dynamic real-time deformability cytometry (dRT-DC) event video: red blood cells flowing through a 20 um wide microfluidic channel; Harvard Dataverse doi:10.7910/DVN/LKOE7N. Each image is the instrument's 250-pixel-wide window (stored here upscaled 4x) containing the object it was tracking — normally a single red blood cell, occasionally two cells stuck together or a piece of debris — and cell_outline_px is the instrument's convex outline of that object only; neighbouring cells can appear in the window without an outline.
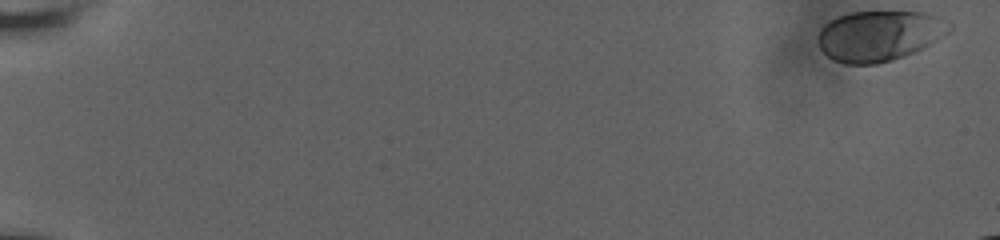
{"species": "human", "species_latin": "Homo sapiens", "temperature_condition": "room temperature", "stored_images_in_passage": 56, "camera_frame_rate_fps": 3000, "um_per_image_px": 0.085, "donor": {"sex": "male"}, "frame": {"image": 1, "passage_image": 1, "time_ms": 0.0, "image_size_px": [1000, 240], "cell_outline_px": [[952, 28], [948, 32], [936, 40], [912, 52], [892, 60], [876, 64], [844, 64], [832, 60], [820, 48], [816, 40], [820, 28], [824, 24], [840, 16], [852, 12], [924, 12], [936, 16], [952, 24]], "centroid_in_image_um": [74.69, 3.04], "position_along_channel_um": 10.3, "area_um2": 38.32}}
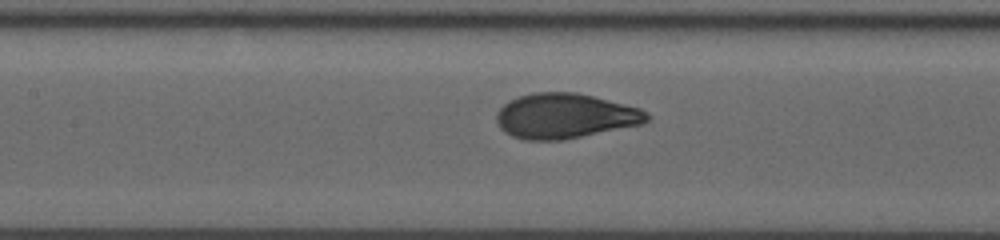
{"frame": {"image": 2, "passage_image": 30, "time_ms": 9.667, "image_size_px": [1000, 240], "cell_outline_px": [[652, 116], [644, 124], [564, 140], [524, 140], [512, 136], [504, 132], [500, 128], [496, 120], [496, 112], [508, 100], [532, 92], [576, 92], [640, 108], [648, 112]], "centroid_in_image_um": [48.03, 9.86], "position_along_channel_um": 159.4, "area_um2": 39.77}}
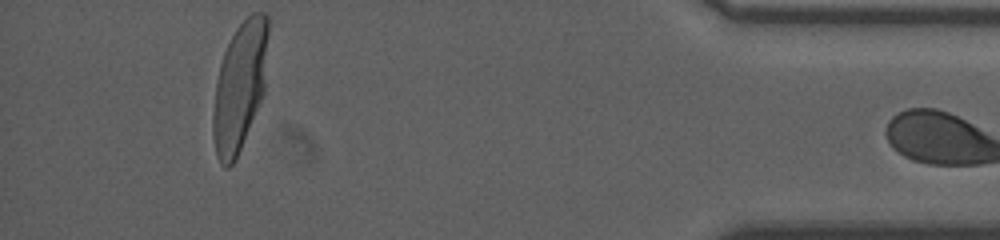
{"frame": {"image": 3, "passage_image": 55, "time_ms": 18.0, "image_size_px": [1000, 240], "cell_outline_px": [[268, 32], [264, 96], [236, 160], [228, 168], [224, 168], [220, 164], [216, 156], [212, 136], [212, 116], [216, 80], [220, 64], [224, 52], [236, 28], [252, 12], [264, 12], [268, 16]], "centroid_in_image_um": [20.37, 7.4], "position_along_channel_um": 414.8, "area_um2": 41.91}}